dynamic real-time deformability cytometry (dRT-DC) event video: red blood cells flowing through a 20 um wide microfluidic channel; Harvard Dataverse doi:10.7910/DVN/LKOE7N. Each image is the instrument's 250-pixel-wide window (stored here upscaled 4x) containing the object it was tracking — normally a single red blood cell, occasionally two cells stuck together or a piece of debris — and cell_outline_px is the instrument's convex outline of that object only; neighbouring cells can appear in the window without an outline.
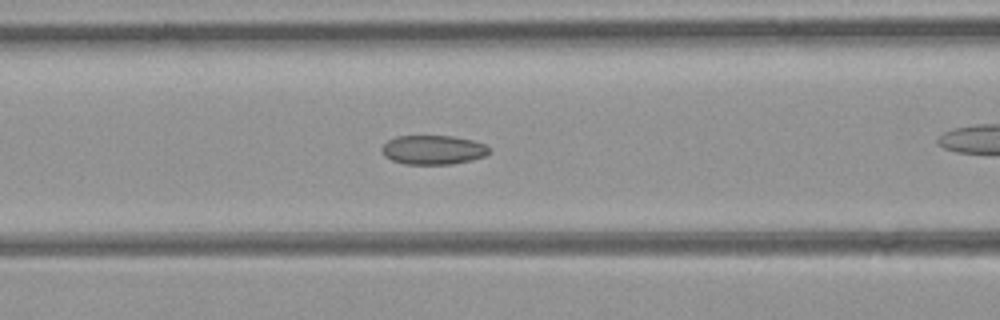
{"species": "common noctule bat (a hibernating species)", "species_latin": "Nyctalus noctula", "temperature_condition": "room temperature", "stored_images_in_passage": 37, "camera_frame_rate_fps": 3000, "um_per_image_px": 0.085, "animal": {"sex": "female", "body_mass_g": 21.9}, "frame": {"image": 1, "passage_image": 19, "time_ms": 6.0, "image_size_px": [1000, 320], "cell_outline_px": [[488, 152], [484, 156], [472, 160], [452, 164], [404, 164], [392, 160], [384, 156], [380, 152], [380, 148], [388, 140], [396, 136], [452, 136], [472, 140], [484, 144], [488, 148]], "centroid_in_image_um": [36.76, 12.74], "position_along_channel_um": 129.8, "area_um2": 18.26}}
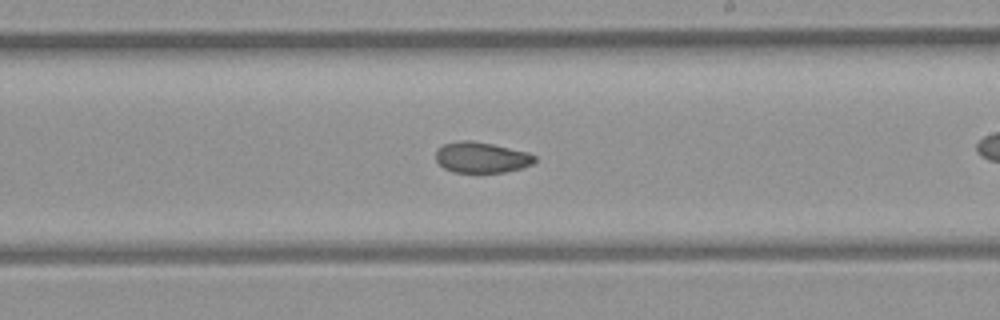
{"frame": {"image": 2, "passage_image": 27, "time_ms": 8.667, "image_size_px": [1000, 320], "cell_outline_px": [[536, 160], [532, 164], [520, 168], [504, 172], [452, 172], [444, 168], [436, 160], [436, 148], [444, 144], [460, 140], [472, 140], [492, 144], [528, 152], [536, 156]], "centroid_in_image_um": [40.91, 13.37], "position_along_channel_um": 248.1, "area_um2": 17.74}}
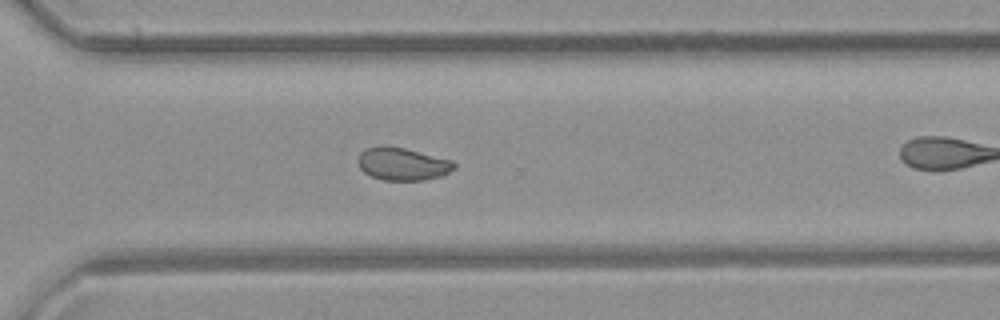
{"frame": {"image": 3, "passage_image": 33, "time_ms": 10.667, "image_size_px": [1000, 320], "cell_outline_px": [[456, 168], [444, 176], [424, 180], [384, 180], [372, 176], [364, 172], [360, 168], [356, 160], [360, 152], [368, 148], [380, 144], [404, 148], [452, 160], [456, 164]], "centroid_in_image_um": [34.22, 13.93], "position_along_channel_um": 336.4, "area_um2": 18.55}}